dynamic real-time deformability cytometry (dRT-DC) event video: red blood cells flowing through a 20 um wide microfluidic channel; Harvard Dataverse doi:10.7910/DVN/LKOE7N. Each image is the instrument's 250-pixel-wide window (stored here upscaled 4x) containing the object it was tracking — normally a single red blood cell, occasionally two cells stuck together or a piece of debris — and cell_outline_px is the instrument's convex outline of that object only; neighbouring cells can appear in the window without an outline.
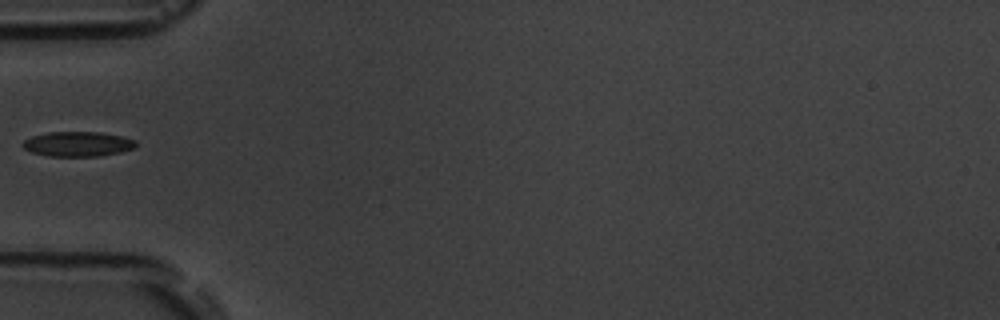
{"species": "common noctule bat (a hibernating species)", "species_latin": "Nyctalus noctula", "temperature_condition": "room temperature", "stored_images_in_passage": 1, "camera_frame_rate_fps": 3000, "um_per_image_px": 0.085, "animal": {"sex": "male", "body_mass_g": 19.5, "forearm_length_mm": 54.6}, "frame": {"image": 1, "passage_image": 1, "time_ms": 0.0, "image_size_px": [1000, 320], "cell_outline_px": [[136, 148], [120, 152], [100, 156], [48, 156], [32, 152], [24, 148], [20, 144], [24, 140], [32, 136], [48, 132], [100, 132], [120, 136], [136, 140]], "centroid_in_image_um": [6.61, 12.24], "position_along_channel_um": 78.4, "area_um2": 16.42}}